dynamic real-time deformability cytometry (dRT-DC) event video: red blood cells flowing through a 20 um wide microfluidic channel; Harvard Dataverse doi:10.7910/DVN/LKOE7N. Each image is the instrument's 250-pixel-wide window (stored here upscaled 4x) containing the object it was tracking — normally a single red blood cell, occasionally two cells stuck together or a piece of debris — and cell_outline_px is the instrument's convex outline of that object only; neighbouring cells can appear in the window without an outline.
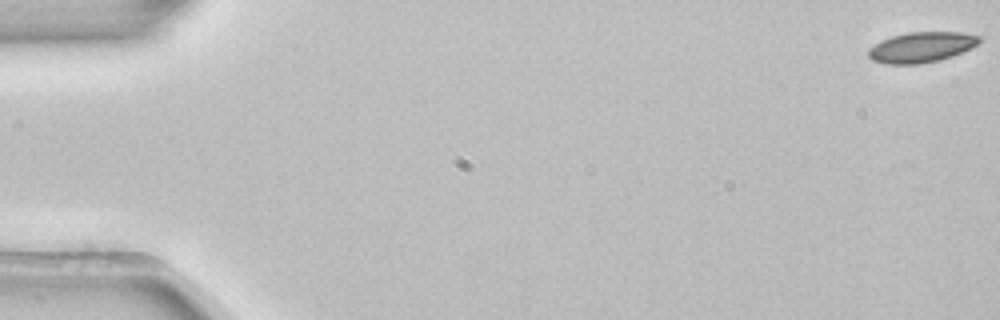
{"species": "common noctule bat (a hibernating species)", "species_latin": "Nyctalus noctula", "temperature_condition": "room temperature", "stored_images_in_passage": 4, "camera_frame_rate_fps": 3000, "um_per_image_px": 0.085, "animal": {"sex": "female", "body_mass_g": 22.7, "forearm_length_mm": 54.2}, "frame": {"image": 1, "passage_image": 1, "time_ms": 0.0, "image_size_px": [1000, 320], "cell_outline_px": [[984, 36], [976, 44], [952, 56], [940, 60], [916, 64], [888, 64], [872, 60], [868, 56], [868, 48], [880, 40], [892, 36], [908, 32], [960, 32]], "centroid_in_image_um": [78.28, 4.0], "position_along_channel_um": 6.7, "area_um2": 19.59}}
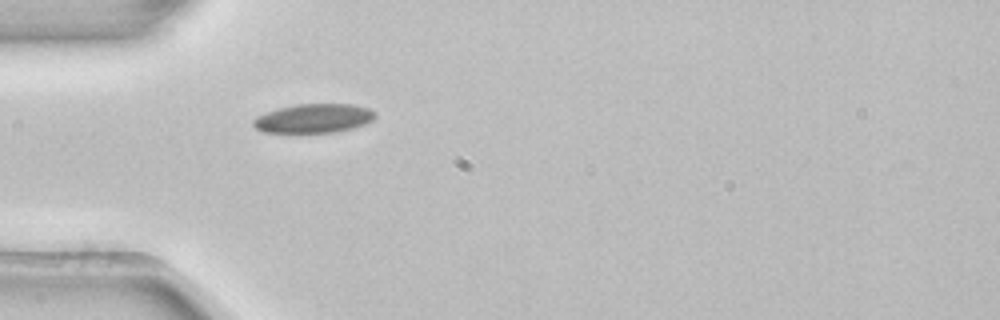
{"frame": {"image": 2, "passage_image": 4, "time_ms": 1.0, "image_size_px": [1000, 320], "cell_outline_px": [[376, 116], [372, 120], [364, 124], [352, 128], [336, 132], [260, 132], [252, 124], [252, 120], [256, 116], [276, 108], [296, 104], [352, 104], [368, 108], [376, 112]], "centroid_in_image_um": [26.63, 10.05], "position_along_channel_um": 58.4, "area_um2": 20.69}}